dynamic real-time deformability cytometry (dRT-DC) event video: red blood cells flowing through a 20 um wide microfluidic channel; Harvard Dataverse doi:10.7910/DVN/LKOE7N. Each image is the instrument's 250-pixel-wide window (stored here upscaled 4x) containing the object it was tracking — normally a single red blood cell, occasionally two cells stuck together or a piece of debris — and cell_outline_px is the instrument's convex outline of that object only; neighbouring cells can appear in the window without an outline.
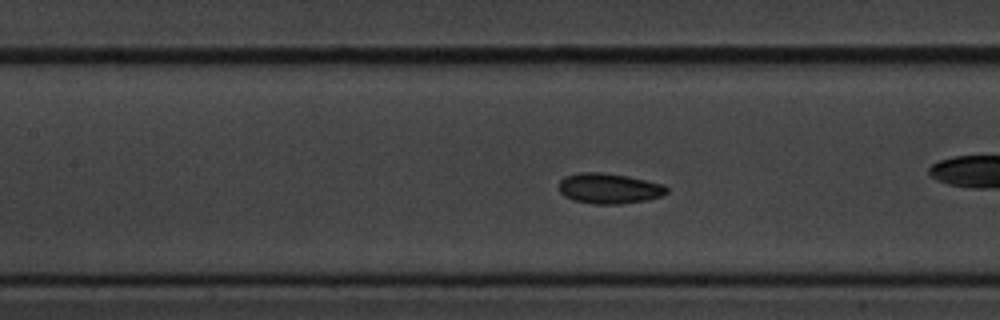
{"species": "common noctule bat (a hibernating species)", "species_latin": "Nyctalus noctula", "temperature_condition": "cold", "stored_images_in_passage": 41, "camera_frame_rate_fps": 3000, "um_per_image_px": 0.085, "animal": {"sex": "male", "body_mass_g": 20.1, "forearm_length_mm": 53.5}, "frame": {"image": 1, "passage_image": 12, "time_ms": 3.667, "image_size_px": [1000, 320], "cell_outline_px": [[668, 192], [660, 196], [648, 200], [620, 204], [592, 204], [572, 200], [564, 196], [560, 192], [560, 180], [564, 176], [580, 172], [600, 172], [628, 176], [664, 184], [668, 188]], "centroid_in_image_um": [51.77, 16.02], "position_along_channel_um": 155.6, "area_um2": 19.25}}
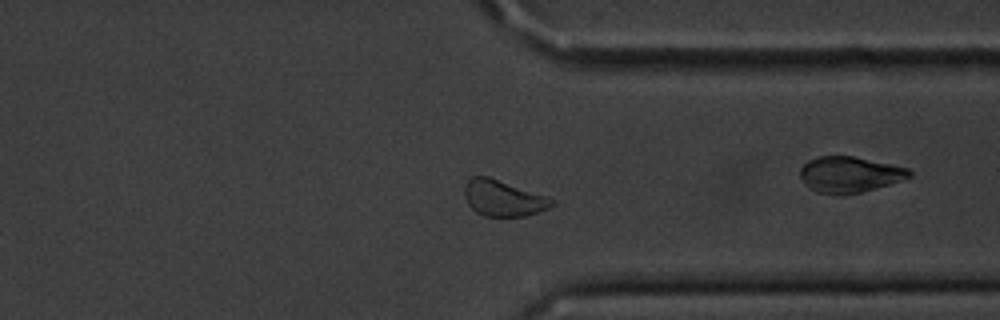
{"frame": {"image": 2, "passage_image": 30, "time_ms": 9.667, "image_size_px": [1000, 320], "cell_outline_px": [[556, 204], [548, 208], [524, 216], [484, 216], [476, 212], [468, 204], [464, 196], [464, 188], [468, 180], [472, 176], [488, 176], [556, 200]], "centroid_in_image_um": [42.75, 16.85], "position_along_channel_um": 368.7, "area_um2": 18.09}}